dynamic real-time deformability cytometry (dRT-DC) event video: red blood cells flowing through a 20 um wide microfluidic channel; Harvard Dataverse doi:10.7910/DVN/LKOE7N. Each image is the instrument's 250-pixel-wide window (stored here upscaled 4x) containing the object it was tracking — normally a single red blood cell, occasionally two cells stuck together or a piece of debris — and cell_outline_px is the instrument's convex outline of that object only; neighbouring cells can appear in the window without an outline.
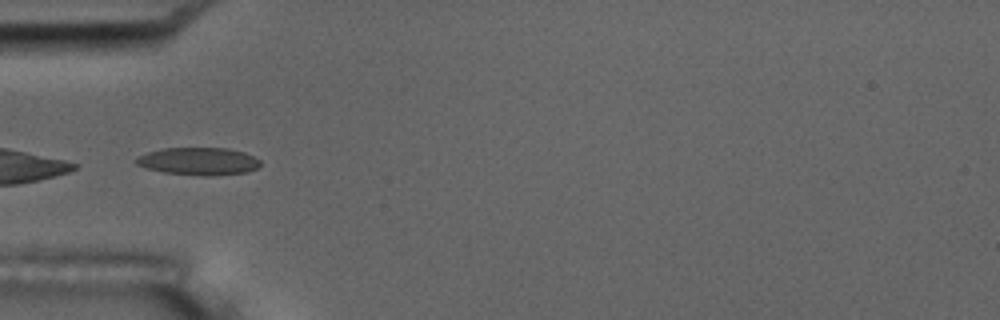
{"species": "common noctule bat (a hibernating species)", "species_latin": "Nyctalus noctula", "temperature_condition": "room temperature", "stored_images_in_passage": 32, "camera_frame_rate_fps": 3000, "um_per_image_px": 0.085, "animal": {"sex": "male", "body_mass_g": 17.5, "forearm_length_mm": 52.3}, "frame": {"image": 1, "passage_image": 19, "time_ms": 6.0, "image_size_px": [1000, 320], "cell_outline_px": [[260, 164], [256, 168], [248, 172], [216, 176], [204, 176], [164, 172], [148, 168], [136, 164], [132, 160], [136, 156], [148, 152], [164, 148], [228, 148], [244, 152], [260, 160]], "centroid_in_image_um": [16.86, 13.71], "position_along_channel_um": 68.1, "area_um2": 20.06}}